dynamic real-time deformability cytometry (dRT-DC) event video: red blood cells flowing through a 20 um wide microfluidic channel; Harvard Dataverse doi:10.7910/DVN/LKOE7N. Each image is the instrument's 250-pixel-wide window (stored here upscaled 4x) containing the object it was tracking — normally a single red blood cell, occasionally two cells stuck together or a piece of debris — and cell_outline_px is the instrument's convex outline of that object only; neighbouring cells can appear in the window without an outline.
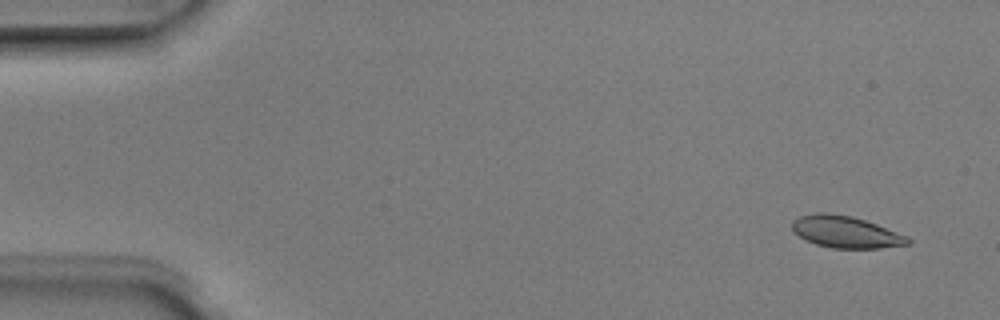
{"species": "Egyptian fruit bat (a non-hibernating species)", "species_latin": "Rousettus aegyptiacus", "temperature_condition": "room temperature", "stored_images_in_passage": 5, "camera_frame_rate_fps": 3000, "um_per_image_px": 0.085, "animal": {"sex": "male"}, "frame": {"image": 1, "passage_image": 1, "time_ms": 0.0, "image_size_px": [1000, 320], "cell_outline_px": [[912, 240], [908, 244], [880, 248], [832, 248], [816, 244], [792, 232], [792, 220], [800, 216], [816, 212], [828, 212], [852, 216], [876, 224], [908, 236]], "centroid_in_image_um": [71.87, 19.7], "position_along_channel_um": 13.1, "area_um2": 21.44}}
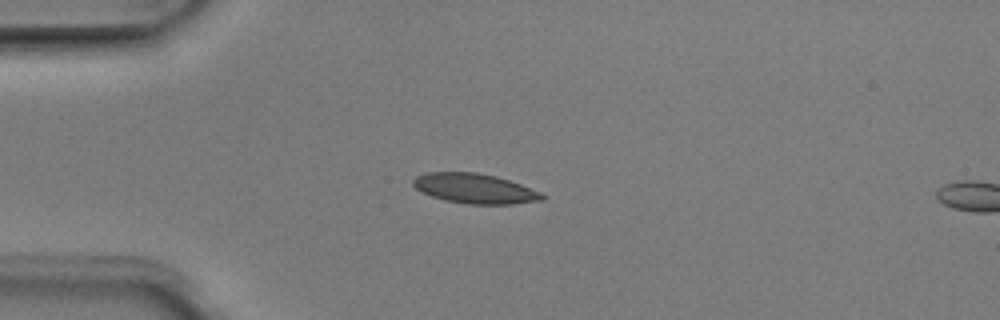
{"frame": {"image": 2, "passage_image": 4, "time_ms": 1.0, "image_size_px": [1000, 320], "cell_outline_px": [[548, 196], [544, 200], [512, 204], [468, 204], [444, 200], [432, 196], [416, 188], [412, 184], [412, 180], [416, 176], [428, 172], [476, 172], [496, 176], [520, 184], [540, 192]], "centroid_in_image_um": [40.37, 16.02], "position_along_channel_um": 44.6, "area_um2": 22.43}}